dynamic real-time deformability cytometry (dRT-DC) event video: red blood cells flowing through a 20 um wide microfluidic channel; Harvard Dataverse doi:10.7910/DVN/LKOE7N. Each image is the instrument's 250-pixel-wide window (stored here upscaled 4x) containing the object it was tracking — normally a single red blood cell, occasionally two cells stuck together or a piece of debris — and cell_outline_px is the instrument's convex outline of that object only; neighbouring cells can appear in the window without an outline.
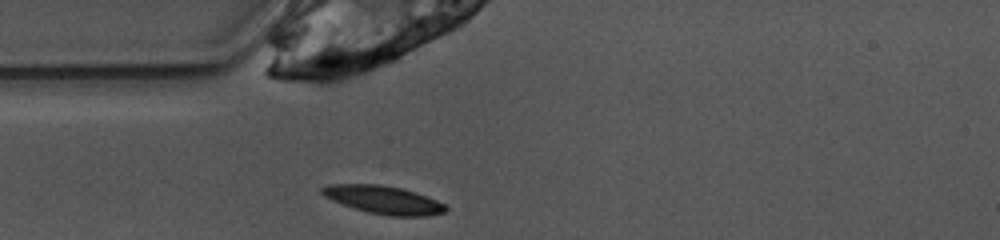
{"species": "common noctule bat (a hibernating species)", "species_latin": "Nyctalus noctula", "temperature_condition": "warm", "stored_images_in_passage": 38, "camera_frame_rate_fps": 3000, "um_per_image_px": 0.085, "animal": {"sex": "female", "body_mass_g": 10.0, "forearm_length_mm": 53.1}, "frame": {"image": 1, "passage_image": 1, "time_ms": 0.0, "image_size_px": [1000, 240], "cell_outline_px": [[448, 208], [444, 212], [424, 216], [392, 216], [368, 212], [332, 200], [324, 196], [320, 192], [320, 188], [328, 184], [380, 184], [400, 188], [416, 192], [448, 204]], "centroid_in_image_um": [32.63, 16.97], "position_along_channel_um": 52.4, "area_um2": 20.17}}
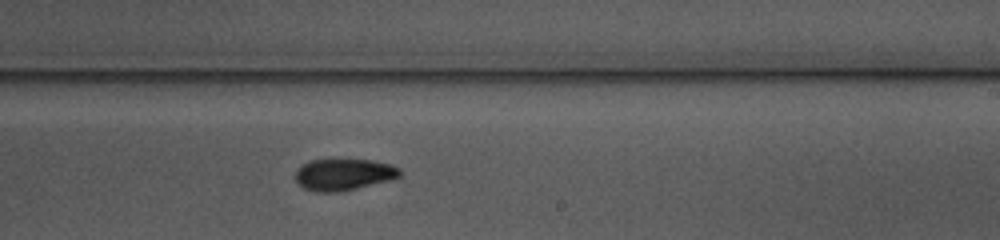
{"frame": {"image": 2, "passage_image": 17, "time_ms": 5.333, "image_size_px": [1000, 240], "cell_outline_px": [[400, 176], [392, 180], [340, 192], [316, 192], [304, 188], [296, 184], [296, 168], [312, 160], [336, 156], [372, 160], [392, 164], [400, 168]], "centroid_in_image_um": [29.21, 14.79], "position_along_channel_um": 259.8, "area_um2": 20.23}}
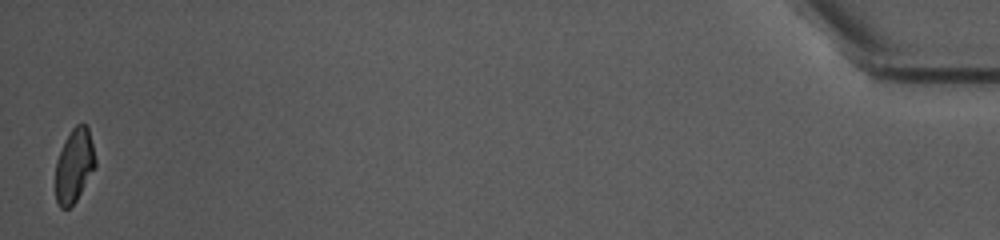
{"frame": {"image": 3, "passage_image": 38, "time_ms": 12.333, "image_size_px": [1000, 240], "cell_outline_px": [[96, 168], [76, 200], [68, 208], [60, 208], [56, 200], [56, 160], [72, 128], [76, 124], [84, 124], [88, 128], [96, 160]], "centroid_in_image_um": [6.32, 14.09], "position_along_channel_um": 428.9, "area_um2": 16.88}, "authors_computed_cell_mechanics": {"area_um2": 19.074, "velocity_mm_per_s": 3.9069, "shape_relaxation_time_tau1_ms": 1.9397, "shape_relaxation_time_tau2_ms": null, "deformation_change_tau1": 0.1311, "deformation_change_tau2": null}}